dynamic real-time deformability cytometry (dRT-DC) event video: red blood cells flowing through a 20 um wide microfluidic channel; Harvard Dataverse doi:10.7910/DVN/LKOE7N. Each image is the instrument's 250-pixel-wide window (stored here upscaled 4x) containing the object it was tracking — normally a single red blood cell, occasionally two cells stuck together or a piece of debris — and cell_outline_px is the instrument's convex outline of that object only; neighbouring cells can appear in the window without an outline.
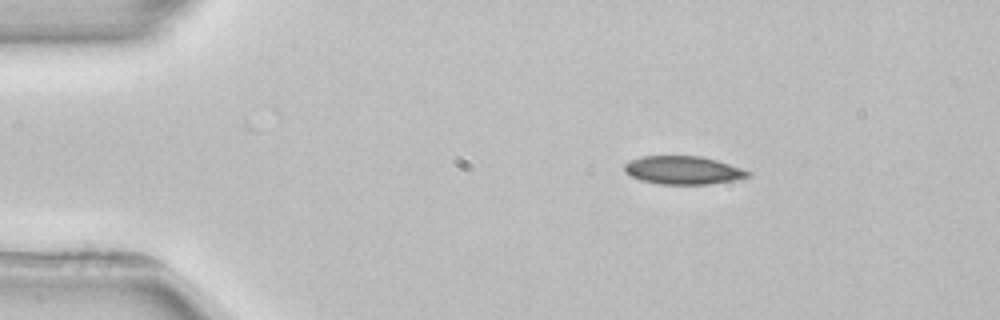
{"species": "common noctule bat (a hibernating species)", "species_latin": "Nyctalus noctula", "temperature_condition": "room temperature", "stored_images_in_passage": 2, "camera_frame_rate_fps": 3000, "um_per_image_px": 0.085, "animal": {"sex": "female", "body_mass_g": 22.7, "forearm_length_mm": 54.2}, "frame": {"image": 1, "passage_image": 1, "time_ms": 0.0, "image_size_px": [1000, 320], "cell_outline_px": [[752, 176], [736, 180], [708, 184], [660, 184], [640, 180], [624, 172], [624, 164], [640, 156], [700, 156], [716, 160], [752, 172]], "centroid_in_image_um": [58.07, 14.47], "position_along_channel_um": 26.9, "area_um2": 20.29}}